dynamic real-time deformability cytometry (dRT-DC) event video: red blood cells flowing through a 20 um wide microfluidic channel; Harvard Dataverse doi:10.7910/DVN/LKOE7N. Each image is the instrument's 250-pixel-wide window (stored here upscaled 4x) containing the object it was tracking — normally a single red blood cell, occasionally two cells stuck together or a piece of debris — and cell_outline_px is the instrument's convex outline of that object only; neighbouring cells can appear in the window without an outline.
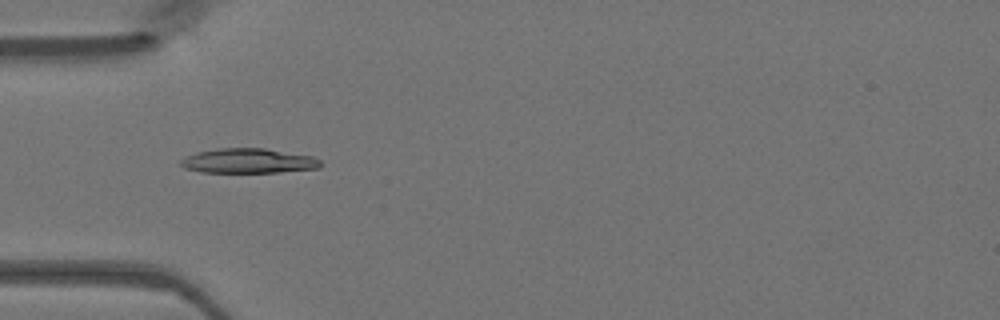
{"species": "Egyptian fruit bat (a non-hibernating species)", "species_latin": "Rousettus aegyptiacus", "temperature_condition": "warm", "stored_images_in_passage": 46, "camera_frame_rate_fps": 3000, "um_per_image_px": 0.085, "animal": {"sex": "female"}, "frame": {"image": 1, "passage_image": 13, "time_ms": 4.0, "image_size_px": [1000, 320], "cell_outline_px": [[320, 168], [276, 172], [200, 172], [184, 168], [180, 164], [180, 160], [184, 156], [196, 152], [220, 148], [264, 148], [312, 156], [320, 160]], "centroid_in_image_um": [21.06, 13.67], "position_along_channel_um": 63.9, "area_um2": 20.11}}
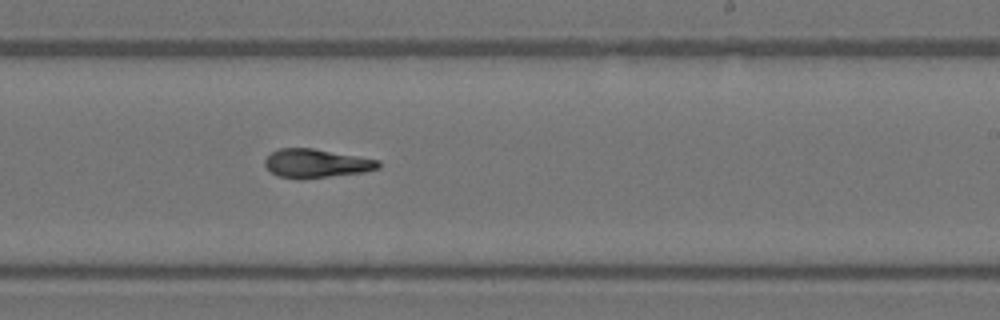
{"frame": {"image": 2, "passage_image": 27, "time_ms": 8.667, "image_size_px": [1000, 320], "cell_outline_px": [[380, 168], [364, 172], [328, 176], [276, 176], [264, 164], [264, 160], [272, 152], [280, 148], [312, 148], [380, 160]], "centroid_in_image_um": [26.92, 13.85], "position_along_channel_um": 262.1, "area_um2": 18.21}}
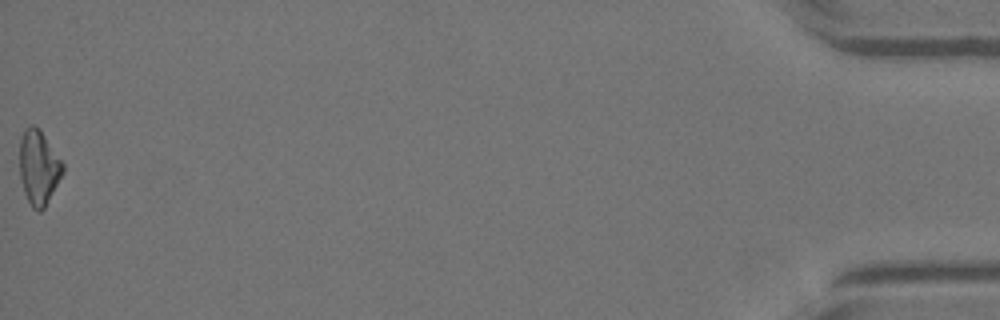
{"frame": {"image": 3, "passage_image": 46, "time_ms": 15.0, "image_size_px": [1000, 320], "cell_outline_px": [[64, 172], [44, 208], [40, 212], [36, 212], [32, 208], [24, 192], [20, 176], [20, 136], [24, 128], [32, 124], [44, 136], [64, 164]], "centroid_in_image_um": [3.28, 14.26], "position_along_channel_um": 431.9, "area_um2": 18.55}}